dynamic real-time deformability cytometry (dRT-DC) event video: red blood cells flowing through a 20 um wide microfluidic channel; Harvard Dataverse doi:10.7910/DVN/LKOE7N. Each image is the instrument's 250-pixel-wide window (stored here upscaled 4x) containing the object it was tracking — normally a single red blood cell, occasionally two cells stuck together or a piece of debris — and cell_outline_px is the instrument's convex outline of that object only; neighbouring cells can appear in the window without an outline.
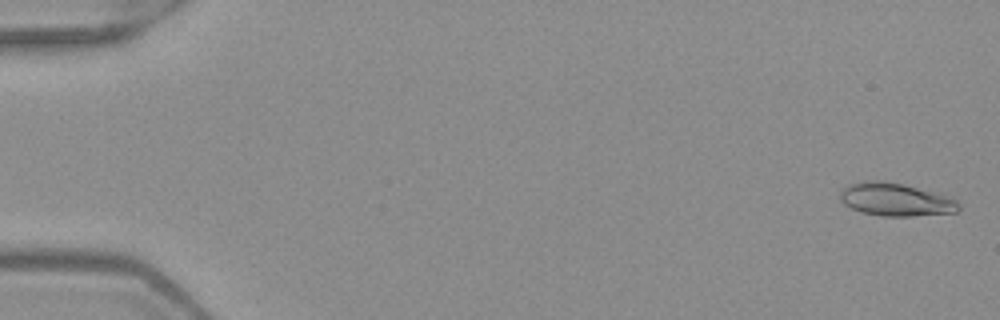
{"species": "Egyptian fruit bat (a non-hibernating species)", "species_latin": "Rousettus aegyptiacus", "temperature_condition": "warm", "stored_images_in_passage": 52, "camera_frame_rate_fps": 3000, "um_per_image_px": 0.085, "frame": {"image": 1, "passage_image": 2, "time_ms": 0.333, "image_size_px": [1000, 320], "cell_outline_px": [[960, 208], [956, 212], [912, 216], [884, 216], [860, 212], [844, 204], [840, 200], [840, 192], [848, 184], [864, 180], [884, 180], [904, 184], [944, 196], [956, 200], [960, 204]], "centroid_in_image_um": [76.07, 16.95], "position_along_channel_um": 8.9, "area_um2": 22.66}}
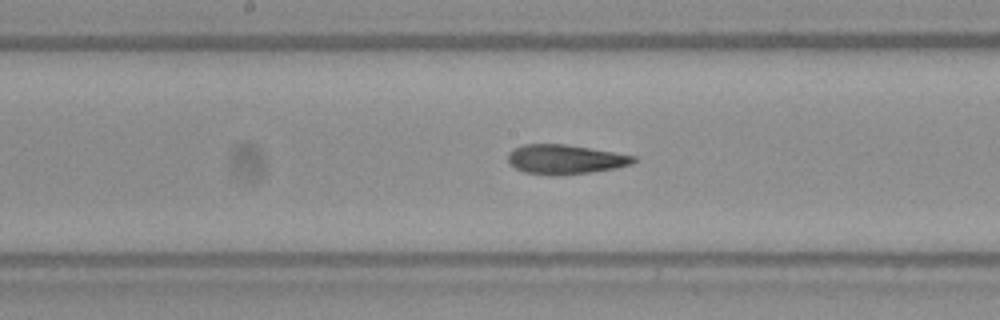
{"frame": {"image": 2, "passage_image": 28, "time_ms": 9.0, "image_size_px": [1000, 320], "cell_outline_px": [[636, 160], [632, 164], [616, 168], [588, 172], [556, 176], [524, 172], [508, 164], [508, 152], [512, 148], [524, 144], [564, 144], [636, 156]], "centroid_in_image_um": [47.98, 13.54], "position_along_channel_um": 200.2, "area_um2": 21.5}}
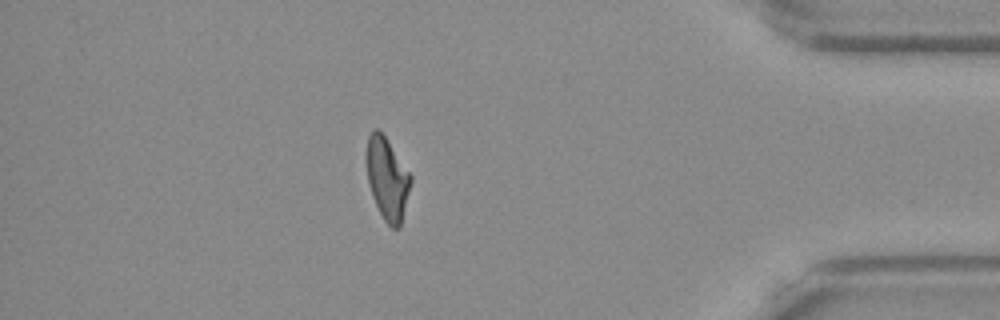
{"frame": {"image": 3, "passage_image": 46, "time_ms": 15.0, "image_size_px": [1000, 320], "cell_outline_px": [[412, 180], [400, 228], [392, 228], [384, 220], [372, 196], [368, 180], [364, 156], [368, 136], [376, 128], [384, 136], [412, 176]], "centroid_in_image_um": [32.9, 15.19], "position_along_channel_um": 402.3, "area_um2": 21.1}, "authors_computed_cell_mechanics": {"area_um2": 21.5594, "velocity_mm_per_s": 3.998, "shape_relaxation_time_tau1_ms": null, "shape_relaxation_time_tau2_ms": 2.7734, "deformation_change_tau1": null, "deformation_change_tau2": 0.1149}}